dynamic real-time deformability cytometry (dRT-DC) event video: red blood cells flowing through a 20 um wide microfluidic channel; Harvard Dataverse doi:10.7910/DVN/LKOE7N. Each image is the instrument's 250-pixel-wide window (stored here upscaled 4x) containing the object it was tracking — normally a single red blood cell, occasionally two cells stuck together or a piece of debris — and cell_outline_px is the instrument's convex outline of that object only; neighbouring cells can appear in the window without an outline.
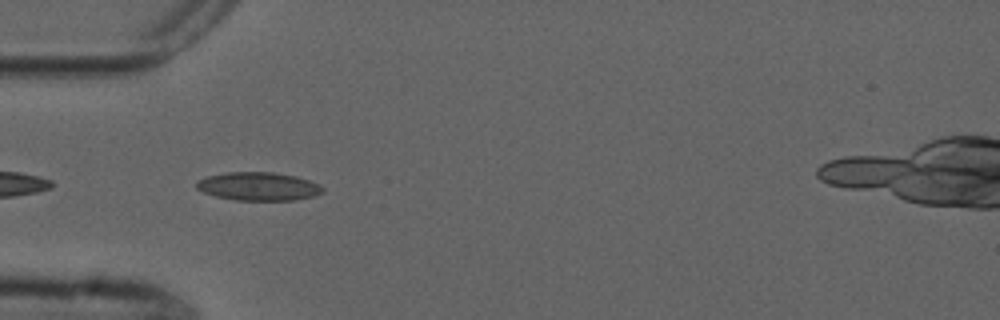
{"species": "common noctule bat (a hibernating species)", "species_latin": "Nyctalus noctula", "temperature_condition": "cold", "stored_images_in_passage": 22, "camera_frame_rate_fps": 3000, "um_per_image_px": 0.085, "animal": {"sex": "male", "forearm_length_mm": 52.5}, "frame": {"image": 1, "passage_image": 2, "time_ms": 0.333, "image_size_px": [1000, 320], "cell_outline_px": [[324, 192], [312, 196], [296, 200], [236, 200], [216, 196], [204, 192], [196, 188], [196, 180], [208, 176], [228, 172], [272, 172], [296, 176], [320, 184], [324, 188]], "centroid_in_image_um": [21.98, 15.84], "position_along_channel_um": 63.0, "area_um2": 20.81}}
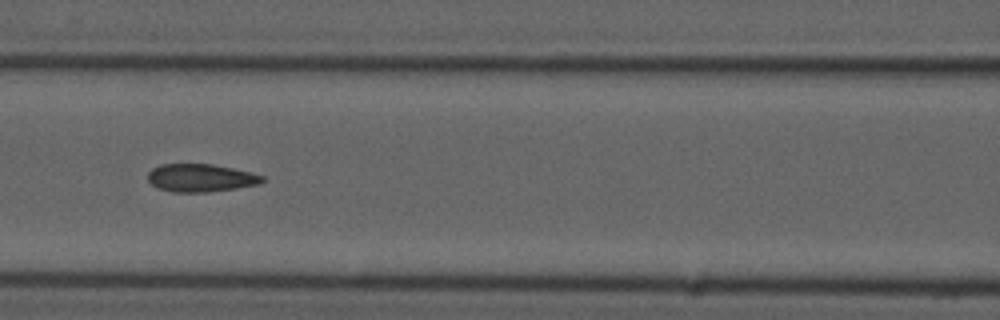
{"frame": {"image": 2, "passage_image": 9, "time_ms": 2.667, "image_size_px": [1000, 320], "cell_outline_px": [[264, 180], [260, 184], [236, 188], [208, 192], [172, 192], [160, 188], [152, 184], [148, 180], [148, 172], [152, 168], [160, 164], [212, 164], [232, 168], [264, 176]], "centroid_in_image_um": [17.04, 15.12], "position_along_channel_um": 149.6, "area_um2": 18.5}}
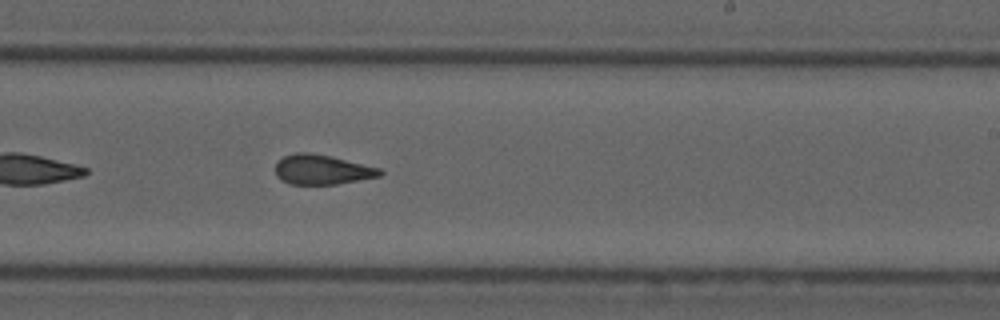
{"frame": {"image": 3, "passage_image": 18, "time_ms": 5.667, "image_size_px": [1000, 320], "cell_outline_px": [[384, 172], [380, 176], [336, 184], [288, 184], [280, 180], [276, 176], [276, 164], [284, 156], [296, 152], [308, 152], [332, 156], [380, 168]], "centroid_in_image_um": [27.36, 14.41], "position_along_channel_um": 261.6, "area_um2": 18.15}}